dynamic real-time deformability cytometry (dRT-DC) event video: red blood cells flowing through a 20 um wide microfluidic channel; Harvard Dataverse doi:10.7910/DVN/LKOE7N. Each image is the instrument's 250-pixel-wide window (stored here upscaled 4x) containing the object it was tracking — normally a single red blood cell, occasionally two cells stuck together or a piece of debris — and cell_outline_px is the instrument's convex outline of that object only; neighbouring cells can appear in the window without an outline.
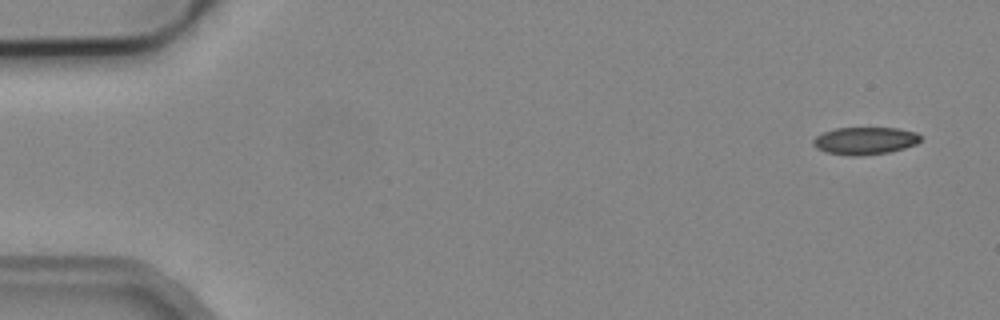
{"species": "common noctule bat (a hibernating species)", "species_latin": "Nyctalus noctula", "temperature_condition": "cold", "stored_images_in_passage": 3, "camera_frame_rate_fps": 3000, "um_per_image_px": 0.085, "animal": {"sex": "male", "body_mass_g": 19.2, "forearm_length_mm": 51.8}, "frame": {"image": 1, "passage_image": 1, "time_ms": 0.0, "image_size_px": [1000, 320], "cell_outline_px": [[920, 140], [916, 144], [904, 148], [888, 152], [864, 156], [848, 156], [824, 152], [816, 148], [812, 144], [812, 140], [816, 136], [824, 132], [836, 128], [896, 128], [916, 132], [920, 136]], "centroid_in_image_um": [73.48, 11.98], "position_along_channel_um": 11.5, "area_um2": 17.28}}